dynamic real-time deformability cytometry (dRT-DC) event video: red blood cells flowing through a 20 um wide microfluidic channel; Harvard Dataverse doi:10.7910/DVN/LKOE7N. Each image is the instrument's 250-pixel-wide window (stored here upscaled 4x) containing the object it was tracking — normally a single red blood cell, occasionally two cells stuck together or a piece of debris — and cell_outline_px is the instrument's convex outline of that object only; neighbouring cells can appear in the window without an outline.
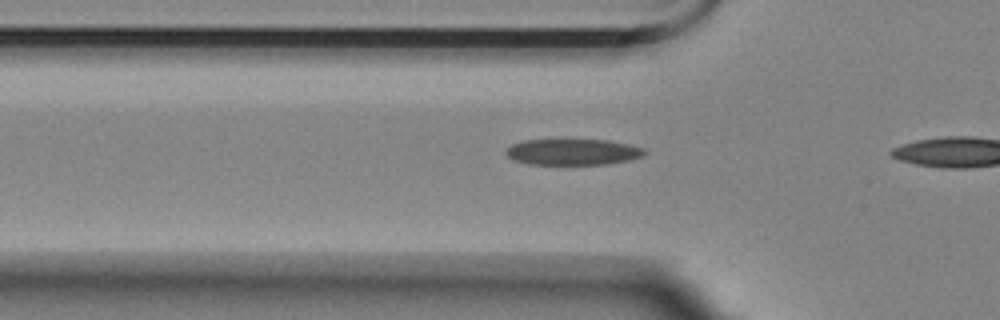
{"species": "Egyptian fruit bat (a non-hibernating species)", "species_latin": "Rousettus aegyptiacus", "temperature_condition": "room temperature", "stored_images_in_passage": 3, "camera_frame_rate_fps": 3000, "um_per_image_px": 0.085, "animal": {"sex": "female"}, "frame": {"image": 1, "passage_image": 2, "time_ms": 0.333, "image_size_px": [1000, 320], "cell_outline_px": [[648, 152], [644, 156], [628, 160], [604, 164], [528, 164], [516, 160], [508, 156], [504, 152], [512, 144], [524, 140], [608, 140], [628, 144], [644, 148]], "centroid_in_image_um": [48.72, 12.91], "position_along_channel_um": 77.1, "area_um2": 20.92}}